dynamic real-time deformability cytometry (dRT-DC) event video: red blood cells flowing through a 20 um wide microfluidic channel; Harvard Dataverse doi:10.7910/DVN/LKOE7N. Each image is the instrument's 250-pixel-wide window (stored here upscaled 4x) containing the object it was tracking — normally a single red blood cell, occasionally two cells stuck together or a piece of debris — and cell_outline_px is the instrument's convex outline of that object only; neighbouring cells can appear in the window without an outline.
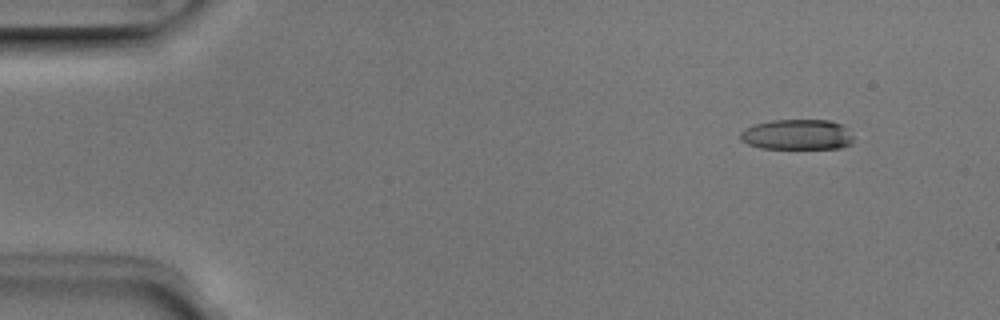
{"species": "Egyptian fruit bat (a non-hibernating species)", "species_latin": "Rousettus aegyptiacus", "temperature_condition": "room temperature", "stored_images_in_passage": 7, "camera_frame_rate_fps": 3000, "um_per_image_px": 0.085, "animal": {"sex": "male"}, "frame": {"image": 1, "passage_image": 2, "time_ms": 0.333, "image_size_px": [1000, 320], "cell_outline_px": [[852, 144], [840, 148], [760, 148], [748, 144], [740, 140], [740, 132], [756, 124], [772, 120], [832, 120], [844, 124], [852, 136]], "centroid_in_image_um": [67.8, 11.44], "position_along_channel_um": 17.2, "area_um2": 20.06}}
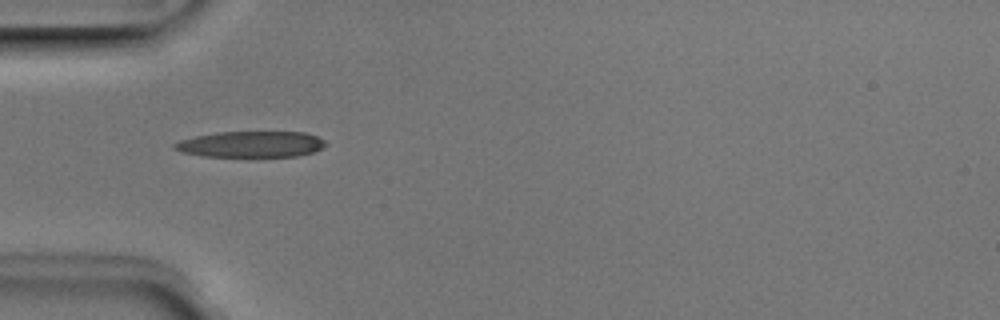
{"frame": {"image": 2, "passage_image": 5, "time_ms": 1.333, "image_size_px": [1000, 320], "cell_outline_px": [[328, 144], [312, 152], [296, 156], [200, 156], [180, 152], [172, 148], [172, 144], [180, 140], [196, 136], [220, 132], [304, 132], [316, 136], [324, 140]], "centroid_in_image_um": [21.29, 12.26], "position_along_channel_um": 63.7, "area_um2": 22.83}}
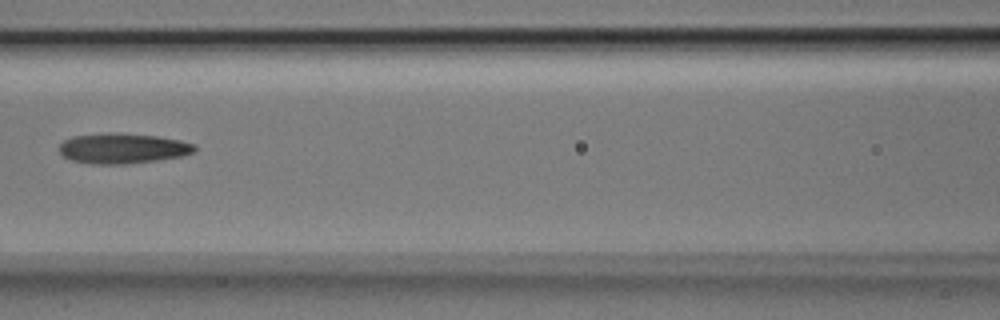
{"frame": {"image": 3, "passage_image": 7, "time_ms": 2.0, "image_size_px": [1000, 320], "cell_outline_px": [[196, 152], [184, 156], [156, 160], [124, 164], [92, 164], [72, 160], [64, 156], [60, 152], [60, 144], [64, 140], [72, 136], [108, 132], [120, 132], [156, 136], [180, 140], [196, 144]], "centroid_in_image_um": [10.46, 12.6], "position_along_channel_um": 156.1, "area_um2": 24.1}}